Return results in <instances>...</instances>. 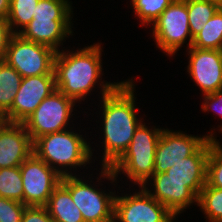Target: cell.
I'll use <instances>...</instances> for the list:
<instances>
[{"label": "cell", "mask_w": 222, "mask_h": 222, "mask_svg": "<svg viewBox=\"0 0 222 222\" xmlns=\"http://www.w3.org/2000/svg\"><path fill=\"white\" fill-rule=\"evenodd\" d=\"M133 83L132 79L121 81L113 91L102 96L104 153L101 167H111L123 155L142 123V119L137 118Z\"/></svg>", "instance_id": "1"}, {"label": "cell", "mask_w": 222, "mask_h": 222, "mask_svg": "<svg viewBox=\"0 0 222 222\" xmlns=\"http://www.w3.org/2000/svg\"><path fill=\"white\" fill-rule=\"evenodd\" d=\"M101 52L100 43L86 46L75 52L68 50L65 52L63 49L56 52L53 70L56 90L75 102L84 101L85 96L90 94L98 82L100 83L102 96L113 91L121 82L98 81L103 75Z\"/></svg>", "instance_id": "2"}, {"label": "cell", "mask_w": 222, "mask_h": 222, "mask_svg": "<svg viewBox=\"0 0 222 222\" xmlns=\"http://www.w3.org/2000/svg\"><path fill=\"white\" fill-rule=\"evenodd\" d=\"M152 128L148 129L142 122L123 155L111 167H102L100 178L113 183L122 172L139 187L147 185L146 182L154 174L156 147L163 130Z\"/></svg>", "instance_id": "3"}, {"label": "cell", "mask_w": 222, "mask_h": 222, "mask_svg": "<svg viewBox=\"0 0 222 222\" xmlns=\"http://www.w3.org/2000/svg\"><path fill=\"white\" fill-rule=\"evenodd\" d=\"M91 149L82 135L68 129L41 136L33 142V153L62 177L74 175L67 169L89 164L93 156Z\"/></svg>", "instance_id": "4"}, {"label": "cell", "mask_w": 222, "mask_h": 222, "mask_svg": "<svg viewBox=\"0 0 222 222\" xmlns=\"http://www.w3.org/2000/svg\"><path fill=\"white\" fill-rule=\"evenodd\" d=\"M78 175L61 178V184L70 192L73 202L81 211L84 222H114L115 194H107L88 184ZM95 187V188H94Z\"/></svg>", "instance_id": "5"}, {"label": "cell", "mask_w": 222, "mask_h": 222, "mask_svg": "<svg viewBox=\"0 0 222 222\" xmlns=\"http://www.w3.org/2000/svg\"><path fill=\"white\" fill-rule=\"evenodd\" d=\"M76 102L55 90L22 123L34 142L37 138L67 130Z\"/></svg>", "instance_id": "6"}, {"label": "cell", "mask_w": 222, "mask_h": 222, "mask_svg": "<svg viewBox=\"0 0 222 222\" xmlns=\"http://www.w3.org/2000/svg\"><path fill=\"white\" fill-rule=\"evenodd\" d=\"M153 38L160 50L173 56L186 43L188 49L192 46L193 38L189 28V16L186 0H175L154 21Z\"/></svg>", "instance_id": "7"}, {"label": "cell", "mask_w": 222, "mask_h": 222, "mask_svg": "<svg viewBox=\"0 0 222 222\" xmlns=\"http://www.w3.org/2000/svg\"><path fill=\"white\" fill-rule=\"evenodd\" d=\"M56 51L36 42L23 39L14 34L8 44L5 61L22 78L38 75H55L54 58Z\"/></svg>", "instance_id": "8"}, {"label": "cell", "mask_w": 222, "mask_h": 222, "mask_svg": "<svg viewBox=\"0 0 222 222\" xmlns=\"http://www.w3.org/2000/svg\"><path fill=\"white\" fill-rule=\"evenodd\" d=\"M24 204L46 206L62 176L46 162L32 153L21 165Z\"/></svg>", "instance_id": "9"}, {"label": "cell", "mask_w": 222, "mask_h": 222, "mask_svg": "<svg viewBox=\"0 0 222 222\" xmlns=\"http://www.w3.org/2000/svg\"><path fill=\"white\" fill-rule=\"evenodd\" d=\"M140 188L133 195L115 196L114 222H174L176 216Z\"/></svg>", "instance_id": "10"}, {"label": "cell", "mask_w": 222, "mask_h": 222, "mask_svg": "<svg viewBox=\"0 0 222 222\" xmlns=\"http://www.w3.org/2000/svg\"><path fill=\"white\" fill-rule=\"evenodd\" d=\"M209 134L192 136L163 128L156 147L154 173H165L175 163L193 155L209 138L216 139L214 133Z\"/></svg>", "instance_id": "11"}, {"label": "cell", "mask_w": 222, "mask_h": 222, "mask_svg": "<svg viewBox=\"0 0 222 222\" xmlns=\"http://www.w3.org/2000/svg\"><path fill=\"white\" fill-rule=\"evenodd\" d=\"M55 90V75L22 78L12 108L0 120L9 123H23L39 104Z\"/></svg>", "instance_id": "12"}, {"label": "cell", "mask_w": 222, "mask_h": 222, "mask_svg": "<svg viewBox=\"0 0 222 222\" xmlns=\"http://www.w3.org/2000/svg\"><path fill=\"white\" fill-rule=\"evenodd\" d=\"M187 50L190 56L187 72L203 95L222 89V51L195 47Z\"/></svg>", "instance_id": "13"}, {"label": "cell", "mask_w": 222, "mask_h": 222, "mask_svg": "<svg viewBox=\"0 0 222 222\" xmlns=\"http://www.w3.org/2000/svg\"><path fill=\"white\" fill-rule=\"evenodd\" d=\"M33 153V141L22 123L0 120V169L20 166Z\"/></svg>", "instance_id": "14"}, {"label": "cell", "mask_w": 222, "mask_h": 222, "mask_svg": "<svg viewBox=\"0 0 222 222\" xmlns=\"http://www.w3.org/2000/svg\"><path fill=\"white\" fill-rule=\"evenodd\" d=\"M153 182H152V181ZM152 182L154 191L143 185L142 187L159 203H162L175 216L182 213L184 209L197 203V197L186 187L182 181L170 180L168 174L154 173L146 182Z\"/></svg>", "instance_id": "15"}, {"label": "cell", "mask_w": 222, "mask_h": 222, "mask_svg": "<svg viewBox=\"0 0 222 222\" xmlns=\"http://www.w3.org/2000/svg\"><path fill=\"white\" fill-rule=\"evenodd\" d=\"M210 138L191 156L183 158L166 171L170 180L182 181L198 198L206 184Z\"/></svg>", "instance_id": "16"}, {"label": "cell", "mask_w": 222, "mask_h": 222, "mask_svg": "<svg viewBox=\"0 0 222 222\" xmlns=\"http://www.w3.org/2000/svg\"><path fill=\"white\" fill-rule=\"evenodd\" d=\"M71 23V20H32L18 34L25 40L48 46L59 52L60 46L63 45L62 41L73 35Z\"/></svg>", "instance_id": "17"}, {"label": "cell", "mask_w": 222, "mask_h": 222, "mask_svg": "<svg viewBox=\"0 0 222 222\" xmlns=\"http://www.w3.org/2000/svg\"><path fill=\"white\" fill-rule=\"evenodd\" d=\"M45 207L54 222H84L70 192L61 183L54 189Z\"/></svg>", "instance_id": "18"}, {"label": "cell", "mask_w": 222, "mask_h": 222, "mask_svg": "<svg viewBox=\"0 0 222 222\" xmlns=\"http://www.w3.org/2000/svg\"><path fill=\"white\" fill-rule=\"evenodd\" d=\"M22 76L5 60L0 61V119L12 108Z\"/></svg>", "instance_id": "19"}, {"label": "cell", "mask_w": 222, "mask_h": 222, "mask_svg": "<svg viewBox=\"0 0 222 222\" xmlns=\"http://www.w3.org/2000/svg\"><path fill=\"white\" fill-rule=\"evenodd\" d=\"M191 47L221 50L222 48V8L208 20L202 30L193 38Z\"/></svg>", "instance_id": "20"}, {"label": "cell", "mask_w": 222, "mask_h": 222, "mask_svg": "<svg viewBox=\"0 0 222 222\" xmlns=\"http://www.w3.org/2000/svg\"><path fill=\"white\" fill-rule=\"evenodd\" d=\"M189 28L194 38L220 7L209 0H186Z\"/></svg>", "instance_id": "21"}, {"label": "cell", "mask_w": 222, "mask_h": 222, "mask_svg": "<svg viewBox=\"0 0 222 222\" xmlns=\"http://www.w3.org/2000/svg\"><path fill=\"white\" fill-rule=\"evenodd\" d=\"M38 2L39 0L10 1V11L7 21L10 24L11 31L14 34H18L33 20Z\"/></svg>", "instance_id": "22"}, {"label": "cell", "mask_w": 222, "mask_h": 222, "mask_svg": "<svg viewBox=\"0 0 222 222\" xmlns=\"http://www.w3.org/2000/svg\"><path fill=\"white\" fill-rule=\"evenodd\" d=\"M197 205L209 222H222V189L206 183L197 198Z\"/></svg>", "instance_id": "23"}, {"label": "cell", "mask_w": 222, "mask_h": 222, "mask_svg": "<svg viewBox=\"0 0 222 222\" xmlns=\"http://www.w3.org/2000/svg\"><path fill=\"white\" fill-rule=\"evenodd\" d=\"M0 197L24 204V191L20 166L0 169Z\"/></svg>", "instance_id": "24"}, {"label": "cell", "mask_w": 222, "mask_h": 222, "mask_svg": "<svg viewBox=\"0 0 222 222\" xmlns=\"http://www.w3.org/2000/svg\"><path fill=\"white\" fill-rule=\"evenodd\" d=\"M69 0H39L33 20H72V6Z\"/></svg>", "instance_id": "25"}, {"label": "cell", "mask_w": 222, "mask_h": 222, "mask_svg": "<svg viewBox=\"0 0 222 222\" xmlns=\"http://www.w3.org/2000/svg\"><path fill=\"white\" fill-rule=\"evenodd\" d=\"M175 0H131L140 24L152 25L162 12Z\"/></svg>", "instance_id": "26"}, {"label": "cell", "mask_w": 222, "mask_h": 222, "mask_svg": "<svg viewBox=\"0 0 222 222\" xmlns=\"http://www.w3.org/2000/svg\"><path fill=\"white\" fill-rule=\"evenodd\" d=\"M210 138V151L207 160L206 183L222 189V144Z\"/></svg>", "instance_id": "27"}, {"label": "cell", "mask_w": 222, "mask_h": 222, "mask_svg": "<svg viewBox=\"0 0 222 222\" xmlns=\"http://www.w3.org/2000/svg\"><path fill=\"white\" fill-rule=\"evenodd\" d=\"M26 207L22 202L0 197V222H21Z\"/></svg>", "instance_id": "28"}, {"label": "cell", "mask_w": 222, "mask_h": 222, "mask_svg": "<svg viewBox=\"0 0 222 222\" xmlns=\"http://www.w3.org/2000/svg\"><path fill=\"white\" fill-rule=\"evenodd\" d=\"M21 222H54L45 206H27Z\"/></svg>", "instance_id": "29"}, {"label": "cell", "mask_w": 222, "mask_h": 222, "mask_svg": "<svg viewBox=\"0 0 222 222\" xmlns=\"http://www.w3.org/2000/svg\"><path fill=\"white\" fill-rule=\"evenodd\" d=\"M204 102L202 104V111H214L215 113L219 114V116L222 118V89L217 90L214 93L206 94L204 95ZM220 131L222 133V125L219 126Z\"/></svg>", "instance_id": "30"}, {"label": "cell", "mask_w": 222, "mask_h": 222, "mask_svg": "<svg viewBox=\"0 0 222 222\" xmlns=\"http://www.w3.org/2000/svg\"><path fill=\"white\" fill-rule=\"evenodd\" d=\"M13 35L7 19L0 18V61L5 59L7 47Z\"/></svg>", "instance_id": "31"}, {"label": "cell", "mask_w": 222, "mask_h": 222, "mask_svg": "<svg viewBox=\"0 0 222 222\" xmlns=\"http://www.w3.org/2000/svg\"><path fill=\"white\" fill-rule=\"evenodd\" d=\"M11 0H0V18L7 19L10 11Z\"/></svg>", "instance_id": "32"}, {"label": "cell", "mask_w": 222, "mask_h": 222, "mask_svg": "<svg viewBox=\"0 0 222 222\" xmlns=\"http://www.w3.org/2000/svg\"><path fill=\"white\" fill-rule=\"evenodd\" d=\"M213 2L214 4L218 5L220 8H222V0H209Z\"/></svg>", "instance_id": "33"}]
</instances>
